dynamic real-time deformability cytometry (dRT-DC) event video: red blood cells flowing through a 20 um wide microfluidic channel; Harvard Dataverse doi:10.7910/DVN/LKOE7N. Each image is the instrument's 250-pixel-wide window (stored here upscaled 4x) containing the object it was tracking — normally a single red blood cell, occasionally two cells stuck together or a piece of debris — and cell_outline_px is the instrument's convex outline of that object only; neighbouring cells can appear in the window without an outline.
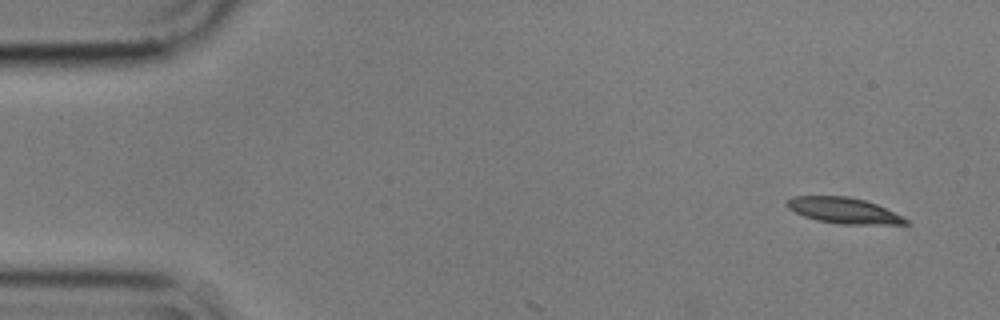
{"species": "common noctule bat (a hibernating species)", "species_latin": "Nyctalus noctula", "temperature_condition": "cold", "stored_images_in_passage": 3, "camera_frame_rate_fps": 3000, "um_per_image_px": 0.085, "animal": {"sex": "male", "body_mass_g": 17.9}, "frame": {"image": 1, "passage_image": 1, "time_ms": 0.0, "image_size_px": [1000, 320], "cell_outline_px": [[912, 224], [840, 224], [816, 220], [804, 216], [788, 208], [784, 204], [792, 196], [848, 196], [864, 200], [876, 204], [908, 220]], "centroid_in_image_um": [71.67, 17.89], "position_along_channel_um": 13.3, "area_um2": 17.69}}